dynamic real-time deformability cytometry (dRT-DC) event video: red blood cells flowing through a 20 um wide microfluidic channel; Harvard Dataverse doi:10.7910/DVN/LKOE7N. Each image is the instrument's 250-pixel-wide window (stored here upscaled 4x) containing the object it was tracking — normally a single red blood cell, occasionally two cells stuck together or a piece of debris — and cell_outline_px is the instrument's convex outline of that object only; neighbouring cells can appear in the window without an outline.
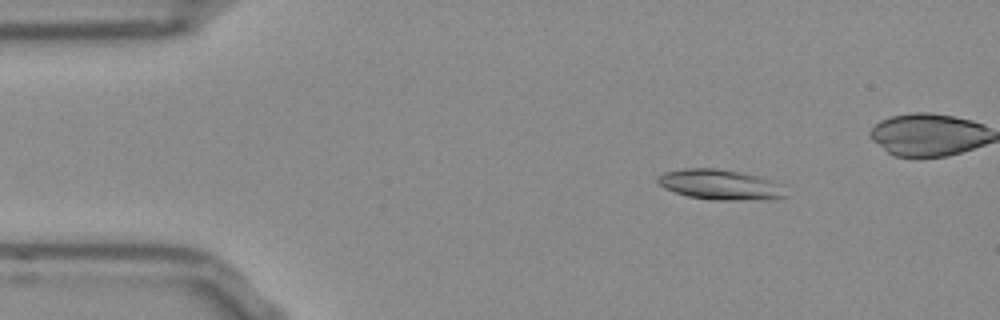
{"species": "Egyptian fruit bat (a non-hibernating species)", "species_latin": "Rousettus aegyptiacus", "temperature_condition": "room temperature", "stored_images_in_passage": 47, "segment_of_instrument_passage": [1, 2], "camera_frame_rate_fps": 3000, "um_per_image_px": 0.085, "frame": {"image": 1, "passage_image": 1, "time_ms": 0.0, "image_size_px": [1000, 320], "cell_outline_px": [[788, 196], [768, 200], [712, 200], [688, 196], [664, 188], [656, 180], [656, 176], [664, 172], [684, 168], [716, 168], [740, 172], [776, 180], [784, 184]], "centroid_in_image_um": [61.3, 15.7], "position_along_channel_um": 23.7, "area_um2": 23.06}}
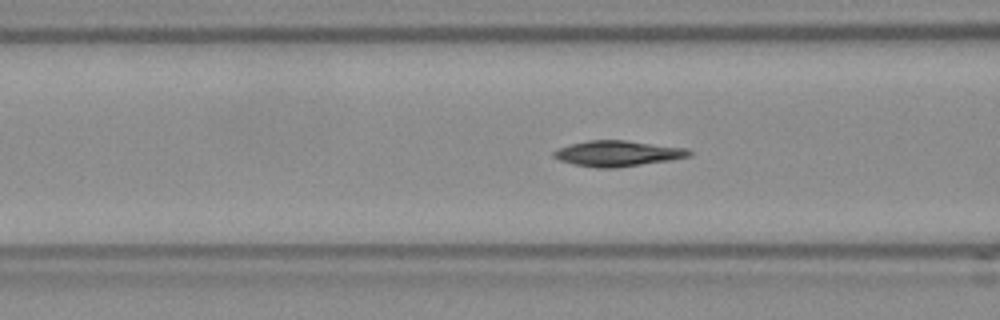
{"frame": {"image": 2, "passage_image": 13, "time_ms": 4.0, "image_size_px": [1000, 320], "cell_outline_px": [[692, 156], [672, 160], [616, 168], [596, 168], [572, 164], [560, 160], [552, 156], [552, 152], [560, 148], [572, 144], [588, 140], [624, 140], [688, 148], [692, 152]], "centroid_in_image_um": [52.53, 13.05], "position_along_channel_um": 114.1, "area_um2": 20.35}}
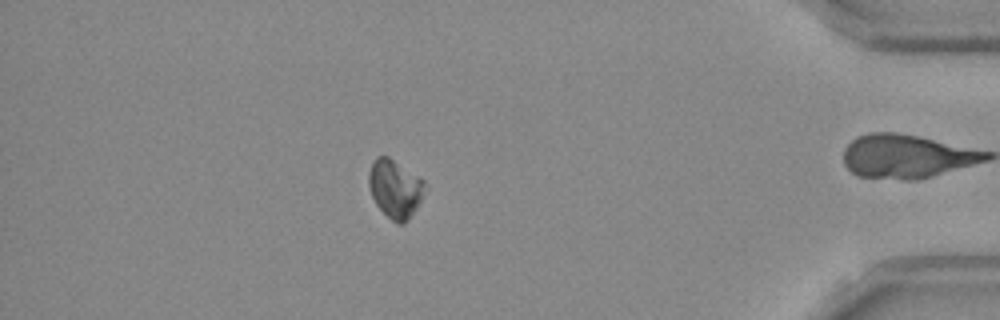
{"frame": {"image": 3, "passage_image": 39, "time_ms": 12.667, "image_size_px": [1000, 320], "cell_outline_px": [[424, 192], [416, 208], [408, 220], [404, 224], [396, 224], [376, 204], [372, 196], [368, 184], [368, 172], [376, 156], [388, 156], [420, 176], [424, 180]], "centroid_in_image_um": [33.57, 16.02], "position_along_channel_um": 401.6, "area_um2": 18.96}}